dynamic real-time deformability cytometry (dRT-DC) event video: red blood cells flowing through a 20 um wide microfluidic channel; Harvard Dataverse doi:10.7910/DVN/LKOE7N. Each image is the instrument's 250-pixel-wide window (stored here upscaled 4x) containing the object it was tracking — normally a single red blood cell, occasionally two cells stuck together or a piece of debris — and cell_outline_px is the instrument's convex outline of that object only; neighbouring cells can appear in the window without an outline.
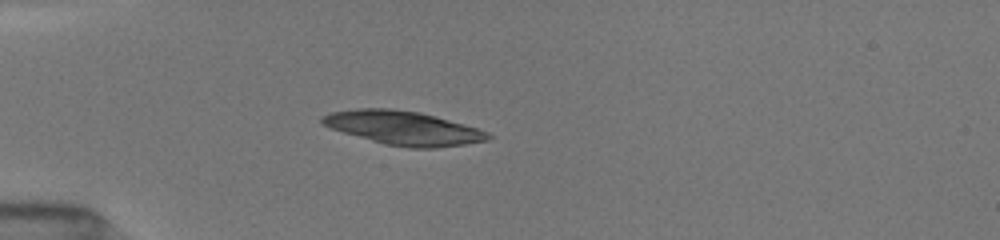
{"species": "common noctule bat (a hibernating species)", "species_latin": "Nyctalus noctula", "temperature_condition": "room temperature", "stored_images_in_passage": 37, "camera_frame_rate_fps": 3000, "um_per_image_px": 0.085, "animal": {"sex": "female", "body_mass_g": 19.5, "forearm_length_mm": 54.1}, "frame": {"image": 1, "passage_image": 1, "time_ms": 0.0, "image_size_px": [1000, 240], "cell_outline_px": [[492, 136], [488, 140], [464, 144], [436, 148], [408, 148], [384, 144], [344, 132], [320, 124], [320, 116], [332, 112], [360, 108], [392, 108], [420, 112], [464, 124], [488, 132]], "centroid_in_image_um": [34.27, 10.87], "position_along_channel_um": 50.7, "area_um2": 32.54}}